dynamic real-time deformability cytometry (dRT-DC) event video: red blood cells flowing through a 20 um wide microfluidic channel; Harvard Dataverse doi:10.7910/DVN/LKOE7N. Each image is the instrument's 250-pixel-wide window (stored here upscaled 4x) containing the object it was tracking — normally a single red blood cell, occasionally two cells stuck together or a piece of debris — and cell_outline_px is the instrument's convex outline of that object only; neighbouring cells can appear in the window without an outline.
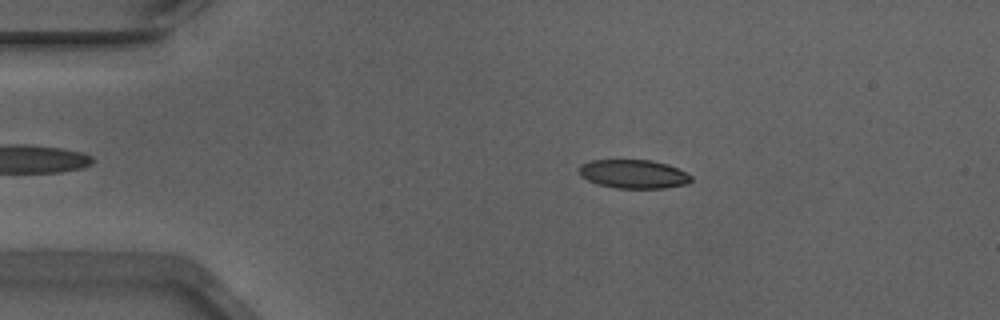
{"species": "Egyptian fruit bat (a non-hibernating species)", "species_latin": "Rousettus aegyptiacus", "temperature_condition": "warm", "stored_images_in_passage": 19, "camera_frame_rate_fps": 3000, "um_per_image_px": 0.085, "animal": {"sex": "male"}, "frame": {"image": 1, "passage_image": 10, "time_ms": 3.0, "image_size_px": [1000, 320], "cell_outline_px": [[692, 180], [688, 184], [664, 188], [616, 188], [596, 184], [580, 176], [580, 164], [592, 160], [652, 160], [668, 164], [692, 176]], "centroid_in_image_um": [53.85, 14.79], "position_along_channel_um": 31.2, "area_um2": 18.79}}
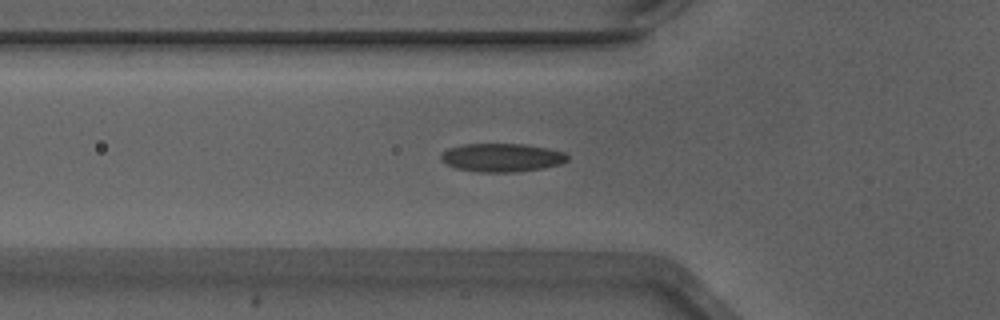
{"frame": {"image": 2, "passage_image": 18, "time_ms": 5.667, "image_size_px": [1000, 320], "cell_outline_px": [[568, 160], [560, 164], [544, 168], [516, 172], [480, 172], [456, 168], [440, 160], [440, 152], [448, 148], [464, 144], [524, 144], [548, 148], [564, 152], [568, 156]], "centroid_in_image_um": [42.64, 13.39], "position_along_channel_um": 83.2, "area_um2": 21.04}}